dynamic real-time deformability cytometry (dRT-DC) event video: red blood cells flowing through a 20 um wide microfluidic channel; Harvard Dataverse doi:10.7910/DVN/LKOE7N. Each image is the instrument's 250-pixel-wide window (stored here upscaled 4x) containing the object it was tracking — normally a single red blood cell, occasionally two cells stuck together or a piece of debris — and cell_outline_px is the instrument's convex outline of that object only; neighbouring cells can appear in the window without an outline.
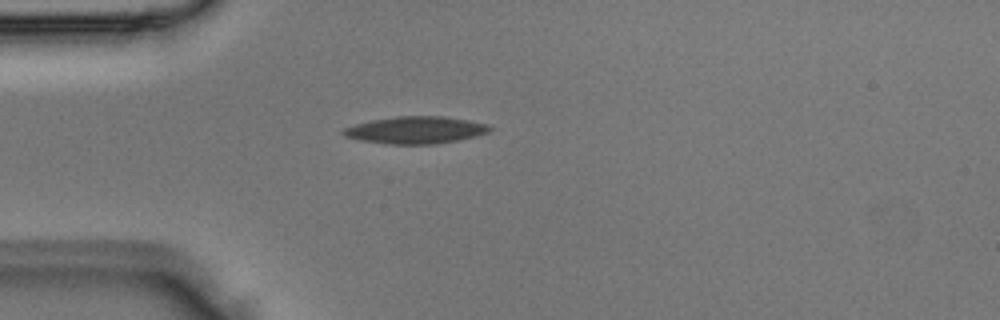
{"species": "Egyptian fruit bat (a non-hibernating species)", "species_latin": "Rousettus aegyptiacus", "temperature_condition": "room temperature", "stored_images_in_passage": 3, "camera_frame_rate_fps": 3000, "um_per_image_px": 0.085, "animal": {"sex": "male"}, "frame": {"image": 1, "passage_image": 3, "time_ms": 0.667, "image_size_px": [1000, 320], "cell_outline_px": [[492, 128], [488, 132], [476, 136], [436, 144], [388, 144], [360, 140], [344, 136], [340, 132], [344, 128], [356, 124], [372, 120], [396, 116], [440, 116], [468, 120], [488, 124]], "centroid_in_image_um": [35.31, 11.05], "position_along_channel_um": 49.7, "area_um2": 23.06}}